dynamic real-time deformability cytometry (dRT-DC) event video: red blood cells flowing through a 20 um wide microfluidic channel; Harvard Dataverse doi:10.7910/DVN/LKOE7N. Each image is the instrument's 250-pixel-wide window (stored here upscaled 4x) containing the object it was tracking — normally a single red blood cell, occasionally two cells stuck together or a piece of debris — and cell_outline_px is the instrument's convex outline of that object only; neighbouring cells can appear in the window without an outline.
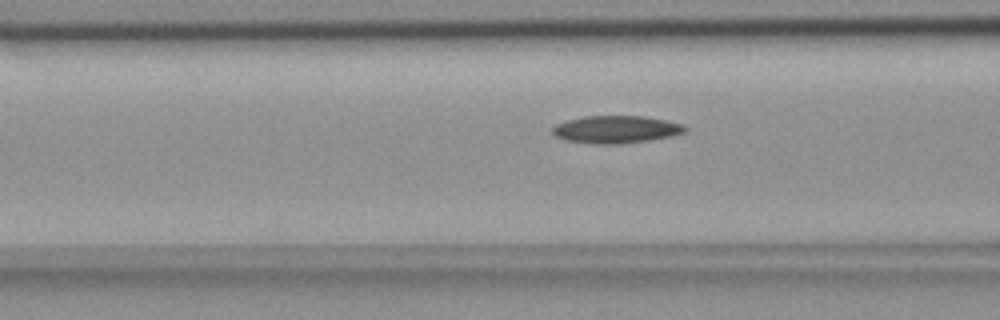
{"species": "common noctule bat (a hibernating species)", "species_latin": "Nyctalus noctula", "temperature_condition": "room temperature", "stored_images_in_passage": 55, "camera_frame_rate_fps": 3000, "um_per_image_px": 0.085, "animal": {"sex": "female", "body_mass_g": 18.4}, "frame": {"image": 1, "passage_image": 21, "time_ms": 6.667, "image_size_px": [1000, 320], "cell_outline_px": [[688, 128], [684, 132], [672, 136], [648, 140], [620, 144], [592, 144], [564, 140], [556, 136], [552, 132], [552, 128], [556, 124], [568, 120], [584, 116], [644, 116], [684, 124]], "centroid_in_image_um": [52.36, 11.0], "position_along_channel_um": 114.2, "area_um2": 21.27}}
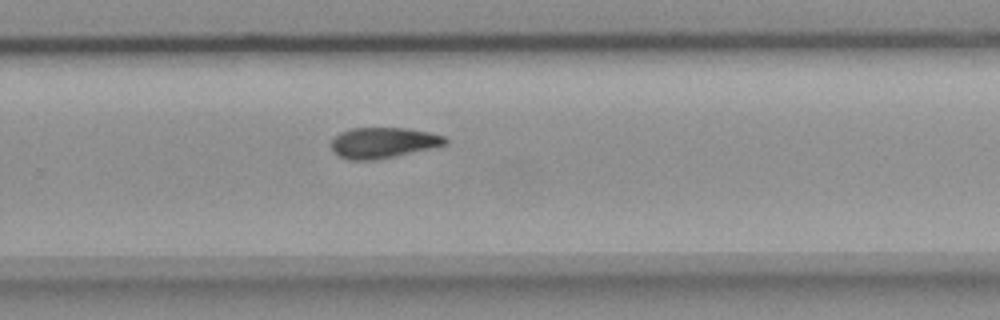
{"frame": {"image": 2, "passage_image": 36, "time_ms": 11.667, "image_size_px": [1000, 320], "cell_outline_px": [[448, 144], [392, 156], [372, 160], [348, 160], [340, 156], [332, 148], [332, 140], [340, 132], [352, 128], [408, 128], [448, 136]], "centroid_in_image_um": [32.6, 12.11], "position_along_channel_um": 297.2, "area_um2": 20.11}}
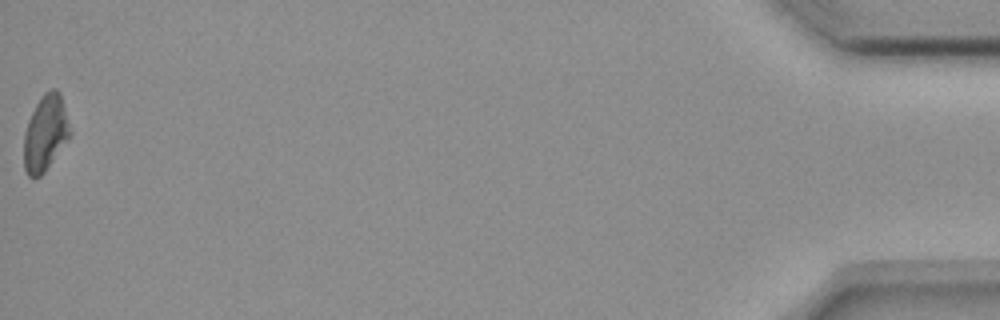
{"frame": {"image": 3, "passage_image": 55, "time_ms": 18.0, "image_size_px": [1000, 320], "cell_outline_px": [[72, 132], [44, 172], [40, 176], [28, 176], [24, 168], [24, 132], [28, 120], [40, 96], [44, 92], [52, 88], [56, 88], [60, 92]], "centroid_in_image_um": [3.85, 11.26], "position_along_channel_um": 431.3, "area_um2": 20.23}, "authors_computed_cell_mechanics": {"area_um2": 20.5768, "velocity_mm_per_s": 3.6717, "shape_relaxation_time_tau1_ms": 10.5398, "shape_relaxation_time_tau2_ms": null, "deformation_change_tau1": 0.199, "deformation_change_tau2": null}}